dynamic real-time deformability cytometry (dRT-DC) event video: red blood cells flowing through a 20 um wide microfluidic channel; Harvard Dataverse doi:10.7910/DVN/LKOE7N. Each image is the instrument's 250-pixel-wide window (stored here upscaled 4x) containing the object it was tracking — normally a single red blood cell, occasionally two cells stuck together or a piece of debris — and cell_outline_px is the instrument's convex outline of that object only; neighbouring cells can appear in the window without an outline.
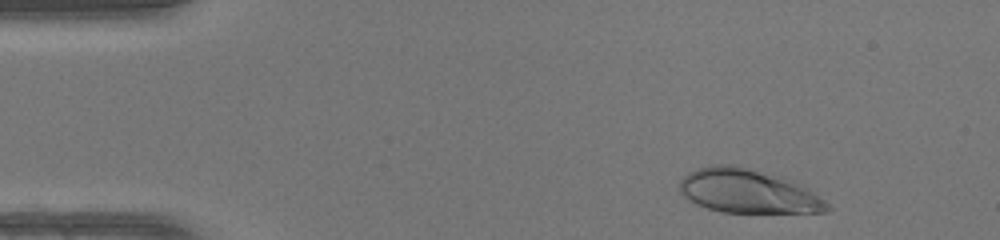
{"species": "human", "species_latin": "Homo sapiens", "temperature_condition": "warm", "stored_images_in_passage": 45, "camera_frame_rate_fps": 3000, "um_per_image_px": 0.085, "donor": {"sex": "female"}, "frame": {"image": 1, "passage_image": 3, "time_ms": 0.667, "image_size_px": [1000, 240], "cell_outline_px": [[832, 208], [828, 212], [724, 212], [708, 208], [696, 204], [688, 200], [680, 192], [680, 180], [688, 172], [696, 168], [712, 164], [736, 164], [780, 176], [824, 200]], "centroid_in_image_um": [63.48, 16.24], "position_along_channel_um": 21.5, "area_um2": 37.28}}
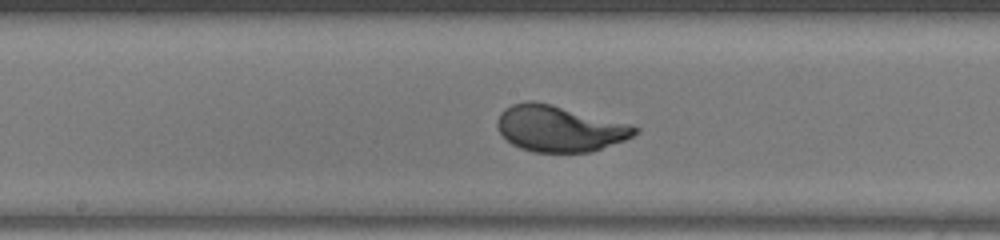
{"frame": {"image": 2, "passage_image": 22, "time_ms": 7.0, "image_size_px": [1000, 240], "cell_outline_px": [[640, 132], [624, 140], [588, 152], [532, 152], [520, 148], [512, 144], [500, 132], [496, 124], [496, 120], [500, 112], [504, 108], [512, 104], [528, 100], [532, 100], [552, 104], [628, 124], [640, 128]], "centroid_in_image_um": [47.51, 10.92], "position_along_channel_um": 200.7, "area_um2": 36.7}}
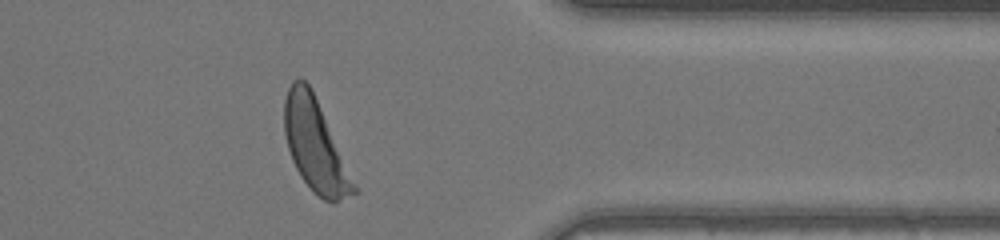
{"frame": {"image": 3, "passage_image": 36, "time_ms": 11.667, "image_size_px": [1000, 240], "cell_outline_px": [[360, 192], [332, 204], [324, 200], [300, 176], [292, 160], [288, 148], [284, 132], [284, 100], [288, 88], [292, 80], [304, 80], [308, 84], [316, 100]], "centroid_in_image_um": [26.79, 12.41], "position_along_channel_um": 384.6, "area_um2": 36.36}, "authors_computed_cell_mechanics": {"area_um2": 36.4718, "velocity_mm_per_s": 4.2775, "shape_relaxation_time_tau1_ms": 2.5736, "shape_relaxation_time_tau2_ms": null, "deformation_change_tau1": 0.1998, "deformation_change_tau2": null}}